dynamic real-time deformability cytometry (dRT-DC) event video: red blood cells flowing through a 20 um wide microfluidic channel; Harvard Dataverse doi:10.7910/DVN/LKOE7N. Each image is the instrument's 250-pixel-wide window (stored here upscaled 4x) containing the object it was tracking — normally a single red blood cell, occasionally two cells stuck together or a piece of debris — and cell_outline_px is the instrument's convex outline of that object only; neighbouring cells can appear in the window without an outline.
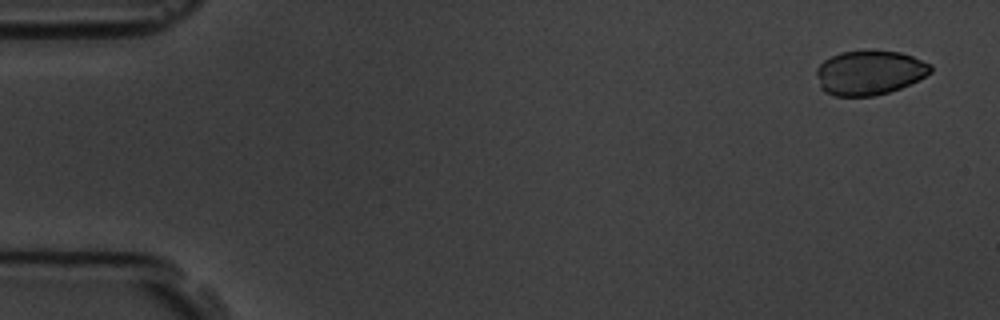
{"species": "common noctule bat (a hibernating species)", "species_latin": "Nyctalus noctula", "temperature_condition": "room temperature", "stored_images_in_passage": 4, "camera_frame_rate_fps": 3000, "um_per_image_px": 0.085, "animal": {"sex": "male", "body_mass_g": 19.5, "forearm_length_mm": 54.6}, "frame": {"image": 1, "passage_image": 1, "time_ms": 0.0, "image_size_px": [1000, 320], "cell_outline_px": [[932, 72], [900, 88], [888, 92], [872, 96], [836, 96], [824, 92], [820, 88], [816, 72], [816, 68], [824, 60], [840, 52], [900, 52], [912, 56], [932, 64]], "centroid_in_image_um": [73.88, 6.19], "position_along_channel_um": 11.1, "area_um2": 29.13}}